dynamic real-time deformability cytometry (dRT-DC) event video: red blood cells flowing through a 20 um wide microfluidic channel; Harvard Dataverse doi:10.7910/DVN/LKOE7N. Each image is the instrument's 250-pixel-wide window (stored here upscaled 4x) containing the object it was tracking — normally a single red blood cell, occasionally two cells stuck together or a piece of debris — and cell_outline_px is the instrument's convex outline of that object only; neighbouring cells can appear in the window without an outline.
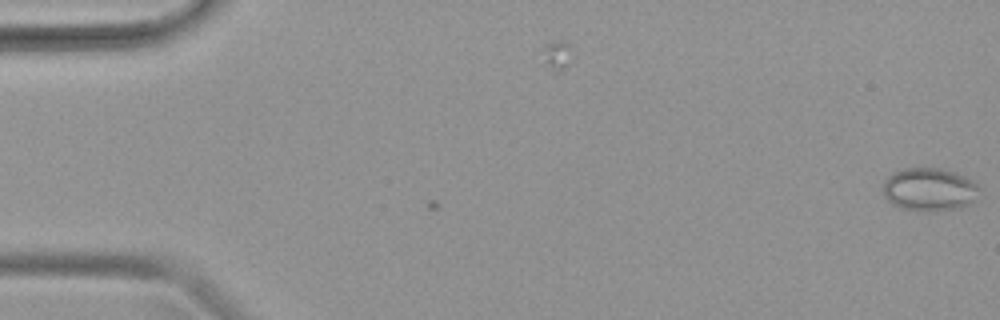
{"species": "common noctule bat (a hibernating species)", "species_latin": "Nyctalus noctula", "temperature_condition": "warm", "stored_images_in_passage": 2, "camera_frame_rate_fps": 3000, "um_per_image_px": 0.085, "animal": {"sex": "female", "body_mass_g": 19.9}, "frame": {"image": 1, "passage_image": 2, "time_ms": 0.333, "image_size_px": [1000, 320], "cell_outline_px": [[980, 188], [976, 200], [960, 208], [928, 212], [900, 208], [892, 204], [884, 196], [880, 188], [884, 180], [888, 176], [904, 168], [940, 168], [956, 172], [972, 180]], "centroid_in_image_um": [78.98, 16.11], "position_along_channel_um": 6.0, "area_um2": 24.57}}